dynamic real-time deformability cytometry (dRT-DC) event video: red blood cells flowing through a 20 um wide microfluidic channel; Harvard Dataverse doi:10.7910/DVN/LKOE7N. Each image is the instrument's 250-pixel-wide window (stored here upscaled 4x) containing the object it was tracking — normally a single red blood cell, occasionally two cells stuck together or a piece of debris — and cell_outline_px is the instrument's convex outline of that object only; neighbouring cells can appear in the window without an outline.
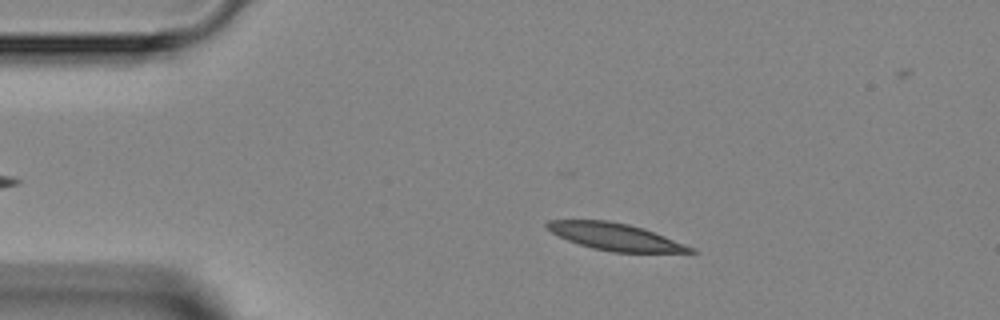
{"species": "Egyptian fruit bat (a non-hibernating species)", "species_latin": "Rousettus aegyptiacus", "temperature_condition": "room temperature", "stored_images_in_passage": 5, "camera_frame_rate_fps": 3000, "um_per_image_px": 0.085, "animal": {"sex": "female"}, "frame": {"image": 1, "passage_image": 3, "time_ms": 2.333, "image_size_px": [1000, 320], "cell_outline_px": [[696, 252], [612, 252], [592, 248], [568, 240], [552, 232], [544, 224], [548, 220], [608, 220], [628, 224], [644, 228], [684, 244], [692, 248]], "centroid_in_image_um": [52.25, 20.11], "position_along_channel_um": 32.7, "area_um2": 22.2}}